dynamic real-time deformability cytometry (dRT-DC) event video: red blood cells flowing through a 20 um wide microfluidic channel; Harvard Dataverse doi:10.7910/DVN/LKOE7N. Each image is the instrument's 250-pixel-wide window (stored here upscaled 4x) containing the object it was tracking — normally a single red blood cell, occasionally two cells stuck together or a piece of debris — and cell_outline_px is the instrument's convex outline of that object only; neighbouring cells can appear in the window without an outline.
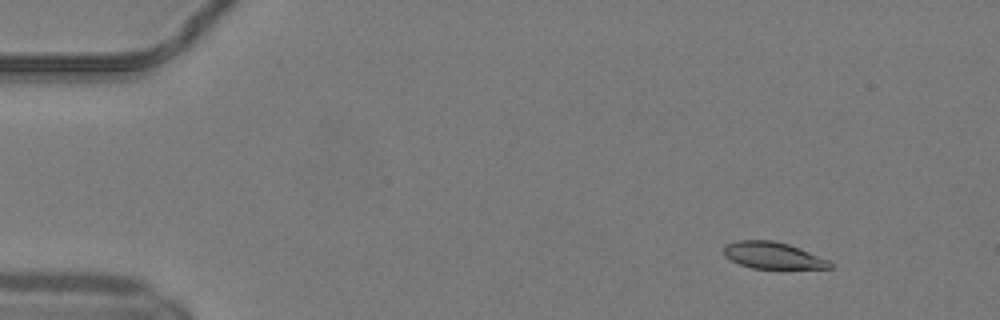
{"species": "common noctule bat (a hibernating species)", "species_latin": "Nyctalus noctula", "temperature_condition": "warm", "stored_images_in_passage": 15, "camera_frame_rate_fps": 3000, "um_per_image_px": 0.085, "animal": {"sex": "male", "body_mass_g": 19.2, "forearm_length_mm": 51.8}, "frame": {"image": 1, "passage_image": 5, "time_ms": 1.333, "image_size_px": [1000, 320], "cell_outline_px": [[832, 268], [752, 268], [740, 264], [724, 256], [724, 244], [736, 240], [772, 240], [788, 244], [800, 248], [828, 260], [832, 264]], "centroid_in_image_um": [65.65, 21.69], "position_along_channel_um": 19.3, "area_um2": 16.36}}